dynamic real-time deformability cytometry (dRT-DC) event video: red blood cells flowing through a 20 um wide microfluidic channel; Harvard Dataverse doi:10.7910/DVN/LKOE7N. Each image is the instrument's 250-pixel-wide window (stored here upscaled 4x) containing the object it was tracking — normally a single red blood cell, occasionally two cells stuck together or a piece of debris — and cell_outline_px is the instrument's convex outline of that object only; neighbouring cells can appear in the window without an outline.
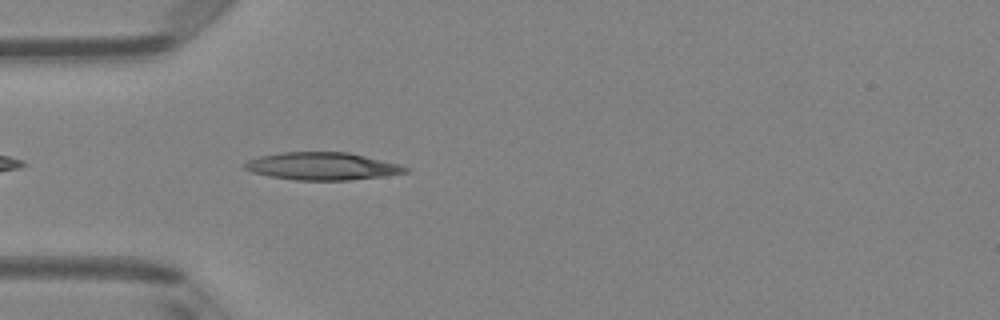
{"species": "Egyptian fruit bat (a non-hibernating species)", "species_latin": "Rousettus aegyptiacus", "temperature_condition": "room temperature", "stored_images_in_passage": 13, "camera_frame_rate_fps": 3000, "um_per_image_px": 0.085, "animal": {"sex": "female"}, "frame": {"image": 1, "passage_image": 4, "time_ms": 1.0, "image_size_px": [1000, 320], "cell_outline_px": [[408, 172], [384, 176], [348, 180], [296, 180], [268, 176], [252, 172], [244, 168], [240, 164], [248, 160], [260, 156], [280, 152], [348, 152], [400, 164], [408, 168]], "centroid_in_image_um": [27.35, 14.12], "position_along_channel_um": 57.6, "area_um2": 25.89}}
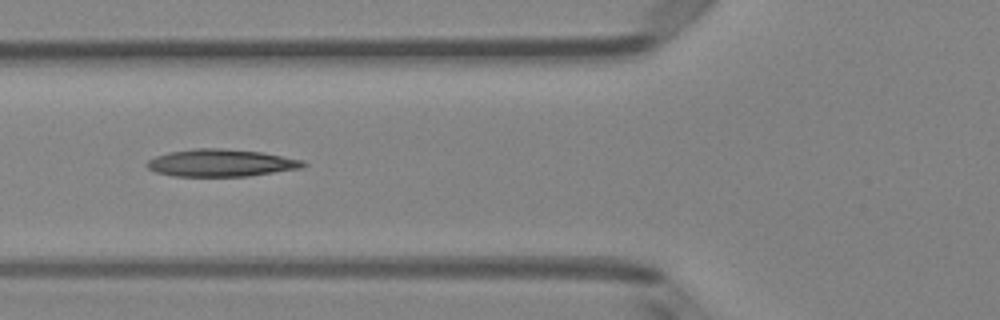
{"frame": {"image": 2, "passage_image": 8, "time_ms": 2.333, "image_size_px": [1000, 320], "cell_outline_px": [[308, 164], [304, 168], [248, 176], [172, 176], [156, 172], [148, 168], [144, 164], [148, 160], [156, 156], [168, 152], [192, 148], [220, 148], [264, 152], [304, 160]], "centroid_in_image_um": [18.81, 13.84], "position_along_channel_um": 107.0, "area_um2": 25.2}}